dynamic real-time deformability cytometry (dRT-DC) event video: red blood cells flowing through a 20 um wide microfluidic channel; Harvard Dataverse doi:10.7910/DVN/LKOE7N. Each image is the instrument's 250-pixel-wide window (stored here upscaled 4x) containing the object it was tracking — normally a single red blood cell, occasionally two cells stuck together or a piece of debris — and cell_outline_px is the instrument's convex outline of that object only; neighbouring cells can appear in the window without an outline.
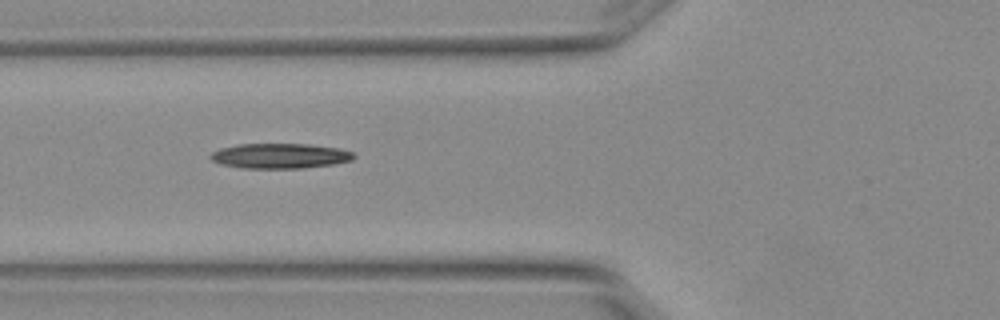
{"species": "Egyptian fruit bat (a non-hibernating species)", "species_latin": "Rousettus aegyptiacus", "temperature_condition": "warm", "stored_images_in_passage": 7, "camera_frame_rate_fps": 3000, "um_per_image_px": 0.085, "animal": {"sex": "female"}, "frame": {"image": 1, "passage_image": 6, "time_ms": 1.667, "image_size_px": [1000, 320], "cell_outline_px": [[356, 156], [352, 160], [332, 164], [300, 168], [240, 168], [220, 164], [212, 160], [208, 156], [212, 152], [220, 148], [240, 144], [308, 144], [340, 148], [352, 152]], "centroid_in_image_um": [23.77, 13.25], "position_along_channel_um": 102.0, "area_um2": 20.92}}
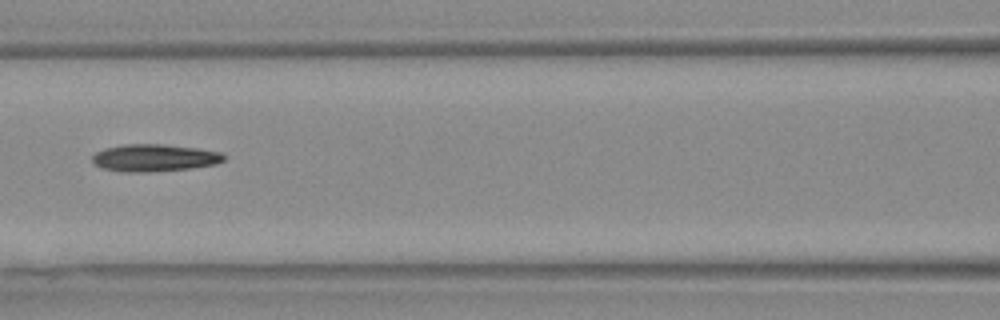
{"frame": {"image": 2, "passage_image": 7, "time_ms": 2.0, "image_size_px": [1000, 320], "cell_outline_px": [[224, 160], [216, 164], [188, 168], [148, 172], [120, 172], [100, 168], [92, 160], [92, 156], [96, 152], [104, 148], [124, 144], [164, 144], [196, 148], [220, 152], [224, 156]], "centroid_in_image_um": [13.07, 13.41], "position_along_channel_um": 153.5, "area_um2": 20.87}}